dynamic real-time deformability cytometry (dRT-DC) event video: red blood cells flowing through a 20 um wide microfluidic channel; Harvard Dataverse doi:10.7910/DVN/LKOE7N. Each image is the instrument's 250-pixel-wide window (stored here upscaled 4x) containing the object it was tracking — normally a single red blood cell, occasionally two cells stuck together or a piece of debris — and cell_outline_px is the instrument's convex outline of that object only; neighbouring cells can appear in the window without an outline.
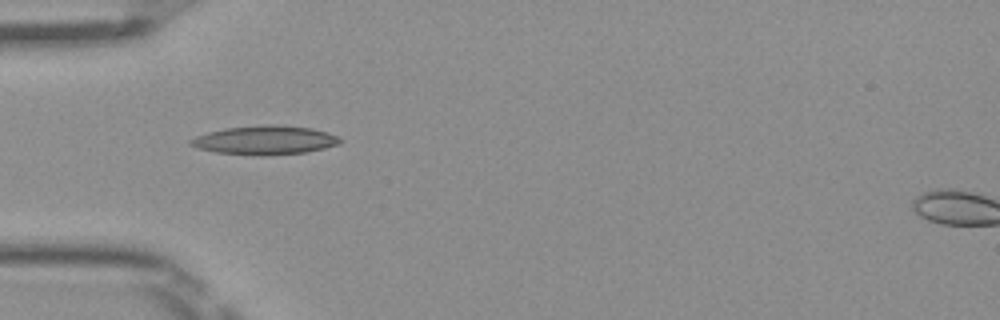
{"species": "Egyptian fruit bat (a non-hibernating species)", "species_latin": "Rousettus aegyptiacus", "temperature_condition": "room temperature", "stored_images_in_passage": 6, "camera_frame_rate_fps": 3000, "um_per_image_px": 0.085, "frame": {"image": 1, "passage_image": 1, "time_ms": 0.0, "image_size_px": [1000, 320], "cell_outline_px": [[344, 140], [340, 144], [324, 148], [304, 152], [264, 156], [260, 156], [216, 152], [196, 148], [188, 144], [188, 140], [196, 136], [208, 132], [224, 128], [264, 124], [272, 124], [312, 128], [328, 132]], "centroid_in_image_um": [22.5, 11.91], "position_along_channel_um": 62.5, "area_um2": 25.37}}